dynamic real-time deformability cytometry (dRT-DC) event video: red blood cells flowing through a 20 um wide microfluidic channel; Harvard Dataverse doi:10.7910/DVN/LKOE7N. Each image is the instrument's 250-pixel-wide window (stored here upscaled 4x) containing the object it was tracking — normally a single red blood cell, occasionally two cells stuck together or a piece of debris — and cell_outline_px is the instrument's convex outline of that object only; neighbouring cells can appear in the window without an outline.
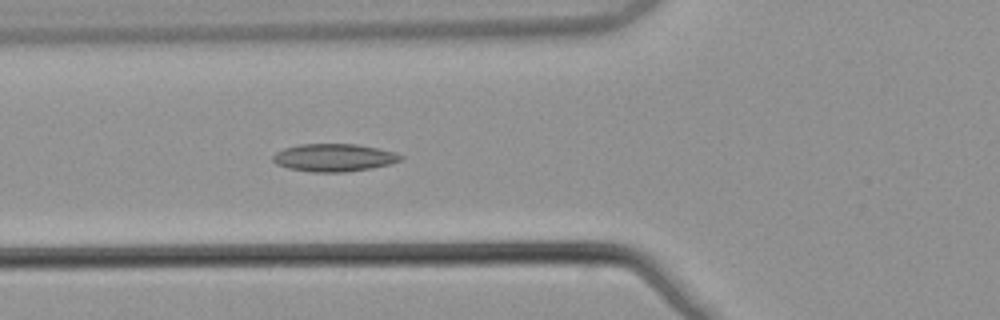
{"species": "common noctule bat (a hibernating species)", "species_latin": "Nyctalus noctula", "temperature_condition": "warm", "stored_images_in_passage": 6, "camera_frame_rate_fps": 3000, "um_per_image_px": 0.085, "animal": {"sex": "male", "body_mass_g": 21.5, "forearm_length_mm": 52.0}, "frame": {"image": 1, "passage_image": 6, "time_ms": 1.667, "image_size_px": [1000, 320], "cell_outline_px": [[404, 156], [400, 160], [392, 164], [372, 168], [344, 172], [312, 172], [288, 168], [276, 164], [272, 160], [272, 156], [276, 152], [284, 148], [300, 144], [356, 144], [380, 148], [396, 152]], "centroid_in_image_um": [28.41, 13.39], "position_along_channel_um": 97.4, "area_um2": 20.81}}